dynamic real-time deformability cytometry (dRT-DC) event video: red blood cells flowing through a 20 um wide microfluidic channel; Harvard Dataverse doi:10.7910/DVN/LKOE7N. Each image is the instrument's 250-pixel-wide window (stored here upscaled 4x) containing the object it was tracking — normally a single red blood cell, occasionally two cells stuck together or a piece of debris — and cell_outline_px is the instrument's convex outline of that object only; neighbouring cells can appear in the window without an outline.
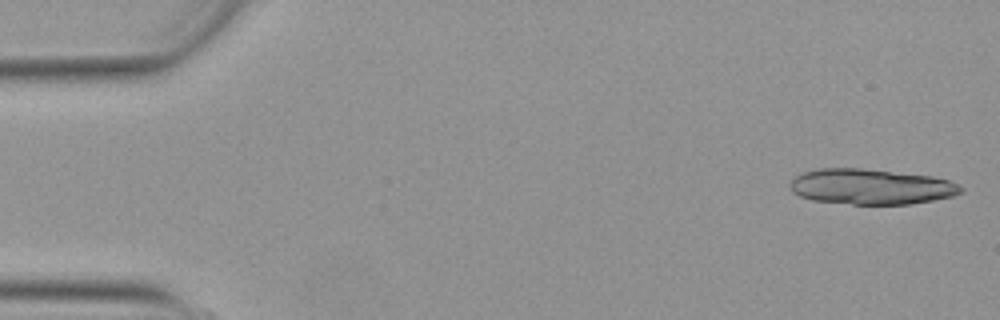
{"species": "Egyptian fruit bat (a non-hibernating species)", "species_latin": "Rousettus aegyptiacus", "temperature_condition": "warm", "stored_images_in_passage": 14, "camera_frame_rate_fps": 3000, "um_per_image_px": 0.085, "animal": {"sex": "female"}, "frame": {"image": 1, "passage_image": 1, "time_ms": 0.0, "image_size_px": [1000, 320], "cell_outline_px": [[964, 192], [952, 196], [912, 204], [852, 204], [812, 200], [800, 196], [792, 192], [788, 188], [788, 184], [796, 176], [804, 172], [816, 168], [860, 168], [932, 176], [948, 180], [964, 188]], "centroid_in_image_um": [74.0, 15.87], "position_along_channel_um": 11.0, "area_um2": 35.37}}